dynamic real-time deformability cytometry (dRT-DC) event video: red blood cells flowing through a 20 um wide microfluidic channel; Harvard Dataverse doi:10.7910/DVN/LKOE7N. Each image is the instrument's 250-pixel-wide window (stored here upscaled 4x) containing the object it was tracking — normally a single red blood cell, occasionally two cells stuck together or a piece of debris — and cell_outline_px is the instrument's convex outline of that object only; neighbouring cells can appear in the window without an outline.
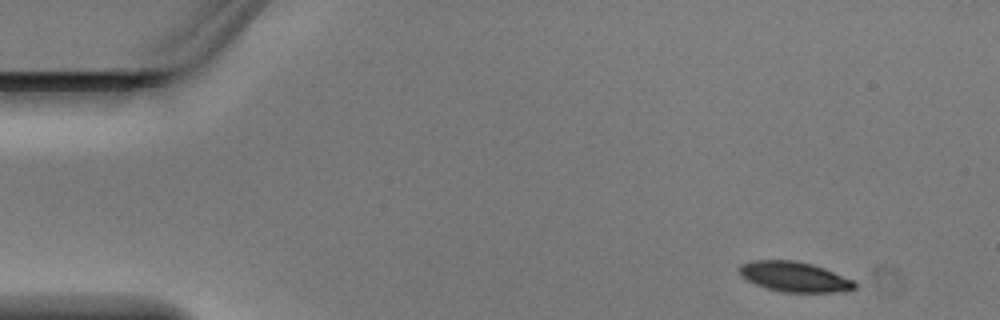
{"species": "Egyptian fruit bat (a non-hibernating species)", "species_latin": "Rousettus aegyptiacus", "temperature_condition": "warm", "stored_images_in_passage": 4, "camera_frame_rate_fps": 3000, "um_per_image_px": 0.085, "animal": {"sex": "male"}, "frame": {"image": 1, "passage_image": 1, "time_ms": 0.0, "image_size_px": [1000, 320], "cell_outline_px": [[856, 288], [836, 292], [780, 292], [756, 284], [740, 276], [736, 268], [740, 264], [752, 260], [796, 260], [812, 264], [824, 268], [856, 280]], "centroid_in_image_um": [67.51, 23.51], "position_along_channel_um": 17.5, "area_um2": 20.46}}
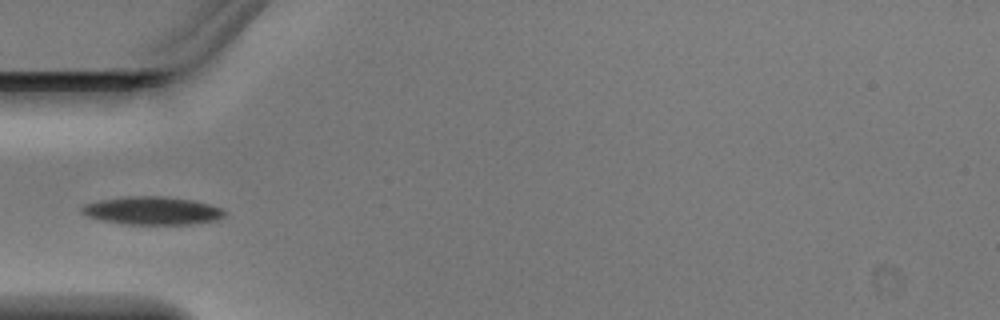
{"frame": {"image": 2, "passage_image": 4, "time_ms": 1.0, "image_size_px": [1000, 320], "cell_outline_px": [[224, 216], [216, 220], [192, 224], [124, 224], [100, 220], [88, 216], [80, 212], [80, 208], [84, 204], [100, 200], [124, 196], [164, 196], [192, 200], [208, 204], [220, 208], [224, 212]], "centroid_in_image_um": [12.89, 17.9], "position_along_channel_um": 72.1, "area_um2": 23.29}}